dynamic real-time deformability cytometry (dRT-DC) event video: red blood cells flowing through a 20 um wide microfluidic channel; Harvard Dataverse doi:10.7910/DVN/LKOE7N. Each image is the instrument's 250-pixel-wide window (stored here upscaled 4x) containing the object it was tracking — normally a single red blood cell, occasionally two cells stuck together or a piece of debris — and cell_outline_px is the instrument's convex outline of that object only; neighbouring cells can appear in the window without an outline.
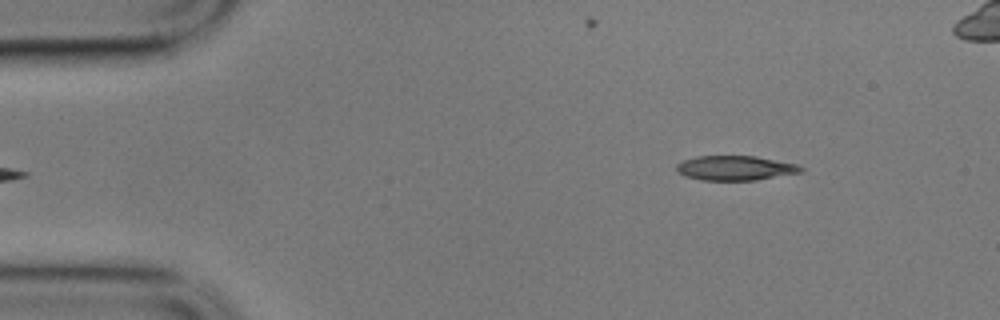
{"species": "common noctule bat (a hibernating species)", "species_latin": "Nyctalus noctula", "temperature_condition": "cold", "stored_images_in_passage": 5, "segment_of_instrument_passage": [2, 2], "camera_frame_rate_fps": 3000, "um_per_image_px": 0.085, "animal": {"sex": "male", "body_mass_g": 17.9}, "frame": {"image": 1, "passage_image": 5, "time_ms": 1.333, "image_size_px": [1000, 320], "cell_outline_px": [[804, 172], [756, 180], [704, 180], [688, 176], [680, 172], [676, 168], [676, 164], [684, 160], [696, 156], [756, 156], [796, 164], [804, 168]], "centroid_in_image_um": [62.55, 14.28], "position_along_channel_um": 22.4, "area_um2": 17.69}}